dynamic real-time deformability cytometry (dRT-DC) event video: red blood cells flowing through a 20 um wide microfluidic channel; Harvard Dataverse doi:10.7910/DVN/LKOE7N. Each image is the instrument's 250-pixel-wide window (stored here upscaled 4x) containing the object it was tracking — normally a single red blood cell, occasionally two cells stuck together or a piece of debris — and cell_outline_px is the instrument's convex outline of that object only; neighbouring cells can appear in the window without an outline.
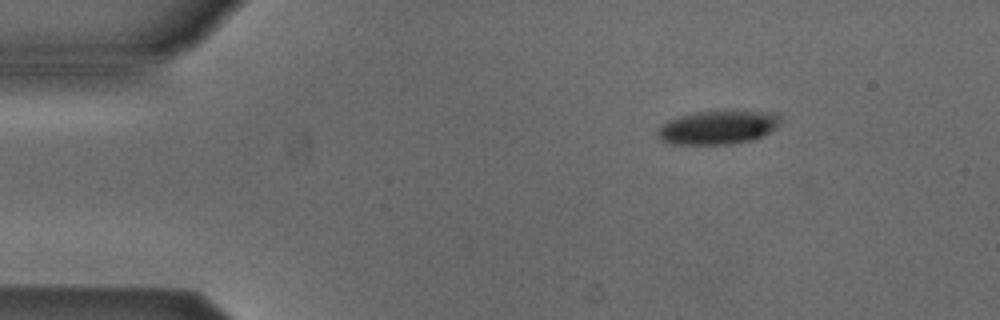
{"species": "Egyptian fruit bat (a non-hibernating species)", "species_latin": "Rousettus aegyptiacus", "temperature_condition": "cold", "stored_images_in_passage": 3, "camera_frame_rate_fps": 3000, "um_per_image_px": 0.085, "animal": {"sex": "male"}, "frame": {"image": 1, "passage_image": 1, "time_ms": 0.0, "image_size_px": [1000, 320], "cell_outline_px": [[780, 124], [776, 128], [752, 140], [732, 144], [672, 144], [660, 140], [656, 136], [656, 132], [668, 120], [680, 116], [696, 112], [776, 112], [780, 116]], "centroid_in_image_um": [61.01, 10.85], "position_along_channel_um": 24.0, "area_um2": 23.76}}